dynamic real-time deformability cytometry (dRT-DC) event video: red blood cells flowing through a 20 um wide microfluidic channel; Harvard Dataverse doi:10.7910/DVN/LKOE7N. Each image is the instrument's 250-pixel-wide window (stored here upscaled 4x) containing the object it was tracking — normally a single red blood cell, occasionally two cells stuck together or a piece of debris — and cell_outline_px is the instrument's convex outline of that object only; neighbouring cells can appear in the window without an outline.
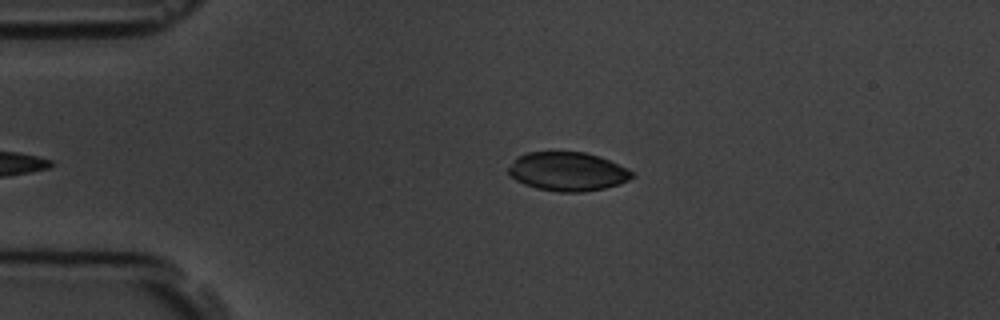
{"species": "common noctule bat (a hibernating species)", "species_latin": "Nyctalus noctula", "temperature_condition": "room temperature", "stored_images_in_passage": 40, "camera_frame_rate_fps": 3000, "um_per_image_px": 0.085, "animal": {"sex": "male", "body_mass_g": 19.5, "forearm_length_mm": 54.6}, "frame": {"image": 1, "passage_image": 2, "time_ms": 0.333, "image_size_px": [1000, 320], "cell_outline_px": [[636, 176], [620, 184], [604, 188], [580, 192], [560, 192], [536, 188], [524, 184], [508, 176], [508, 168], [516, 156], [528, 152], [584, 152], [600, 156], [628, 168]], "centroid_in_image_um": [48.24, 14.57], "position_along_channel_um": 36.8, "area_um2": 28.15}}
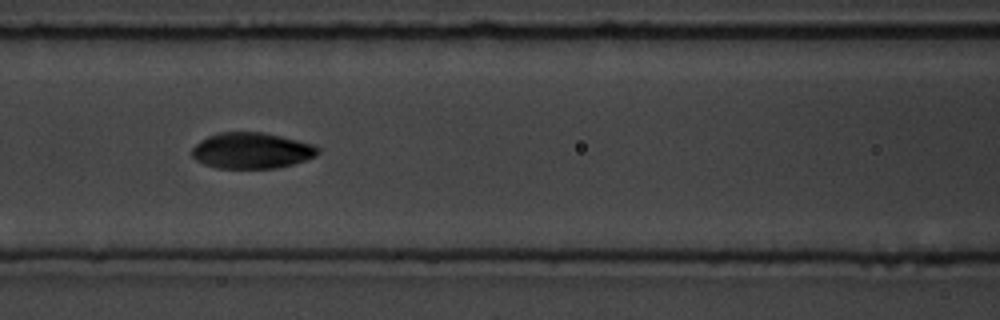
{"frame": {"image": 2, "passage_image": 14, "time_ms": 4.333, "image_size_px": [1000, 320], "cell_outline_px": [[320, 152], [316, 156], [292, 164], [276, 168], [216, 168], [204, 164], [196, 160], [192, 156], [192, 148], [200, 140], [216, 132], [264, 132], [316, 144], [320, 148]], "centroid_in_image_um": [21.4, 12.79], "position_along_channel_um": 145.2, "area_um2": 26.65}}
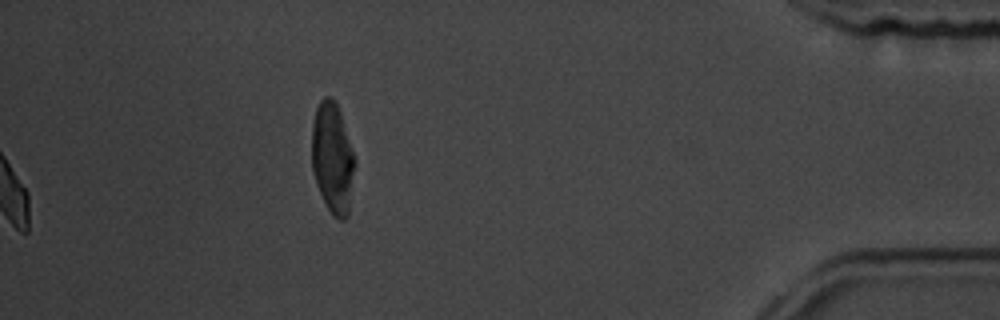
{"frame": {"image": 3, "passage_image": 40, "time_ms": 13.0, "image_size_px": [1000, 320], "cell_outline_px": [[356, 164], [348, 216], [344, 220], [340, 220], [332, 216], [316, 184], [312, 168], [312, 124], [316, 108], [320, 100], [324, 96], [332, 96], [336, 100], [356, 160]], "centroid_in_image_um": [28.28, 13.42], "position_along_channel_um": 406.9, "area_um2": 28.09}, "authors_computed_cell_mechanics": {"area_um2": 26.9637, "velocity_mm_per_s": 3.6184, "shape_relaxation_time_tau1_ms": 5.8597, "shape_relaxation_time_tau2_ms": 2.7341, "deformation_change_tau1": 0.184, "deformation_change_tau2": 0.0494}}